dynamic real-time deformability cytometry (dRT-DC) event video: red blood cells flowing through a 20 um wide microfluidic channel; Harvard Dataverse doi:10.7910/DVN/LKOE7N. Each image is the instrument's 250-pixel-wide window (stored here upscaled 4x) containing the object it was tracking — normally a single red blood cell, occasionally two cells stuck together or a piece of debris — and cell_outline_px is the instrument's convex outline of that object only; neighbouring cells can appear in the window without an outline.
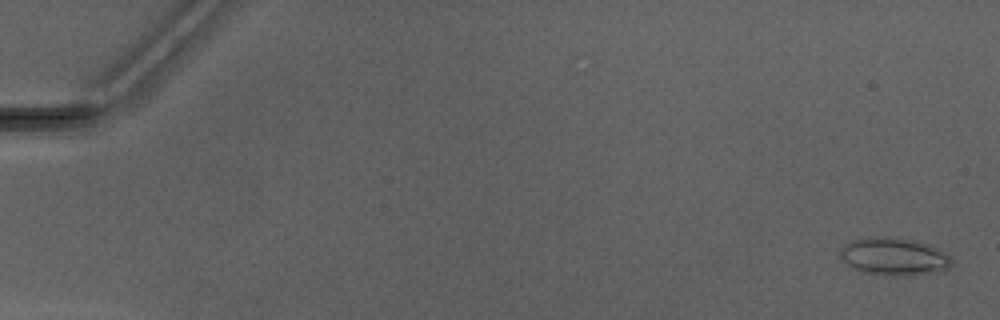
{"species": "Egyptian fruit bat (a non-hibernating species)", "species_latin": "Rousettus aegyptiacus", "temperature_condition": "warm", "stored_images_in_passage": 47, "camera_frame_rate_fps": 3000, "um_per_image_px": 0.085, "animal": {"sex": "male"}, "frame": {"image": 1, "passage_image": 2, "time_ms": 0.333, "image_size_px": [1000, 320], "cell_outline_px": [[952, 260], [948, 268], [940, 272], [908, 276], [888, 276], [860, 272], [852, 268], [840, 256], [840, 248], [852, 240], [872, 236], [888, 236], [916, 240], [944, 252], [952, 256]], "centroid_in_image_um": [75.98, 21.82], "position_along_channel_um": 9.0, "area_um2": 24.8}}
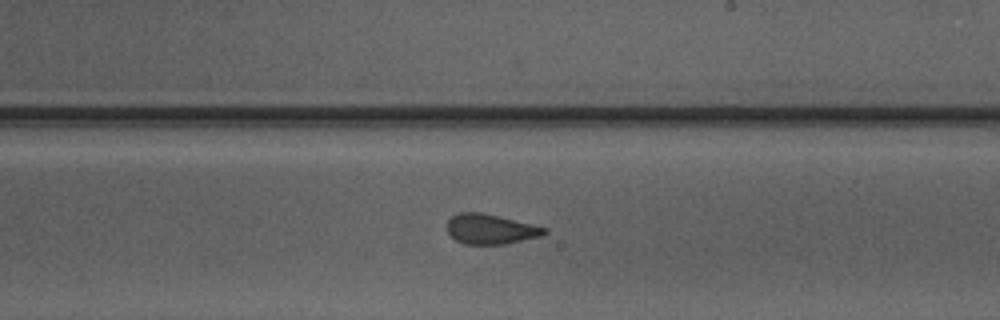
{"frame": {"image": 2, "passage_image": 31, "time_ms": 10.0, "image_size_px": [1000, 320], "cell_outline_px": [[548, 232], [540, 236], [504, 244], [464, 244], [456, 240], [448, 232], [448, 220], [452, 216], [460, 212], [480, 212], [548, 228]], "centroid_in_image_um": [41.69, 19.47], "position_along_channel_um": 247.3, "area_um2": 16.7}}
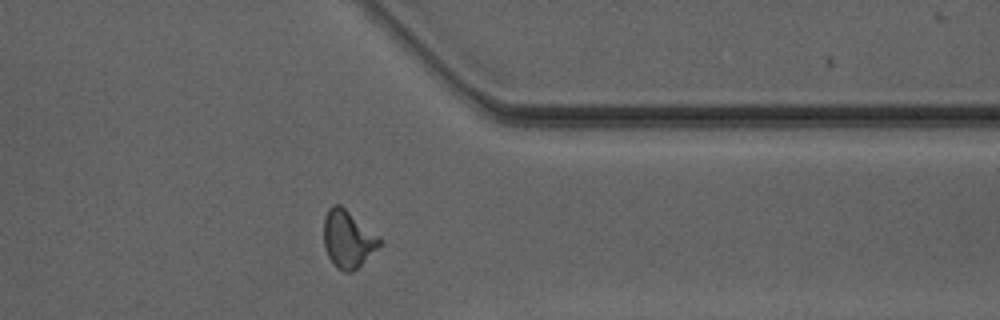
{"frame": {"image": 3, "passage_image": 41, "time_ms": 13.333, "image_size_px": [1000, 320], "cell_outline_px": [[380, 244], [352, 272], [344, 272], [328, 256], [324, 244], [324, 216], [328, 208], [332, 204], [340, 204], [380, 236]], "centroid_in_image_um": [29.55, 20.26], "position_along_channel_um": 381.9, "area_um2": 18.21}, "authors_computed_cell_mechanics": {"area_um2": 18.207, "velocity_mm_per_s": 4.1986, "shape_relaxation_time_tau1_ms": null, "shape_relaxation_time_tau2_ms": 1.5686, "deformation_change_tau1": null, "deformation_change_tau2": 0.0894}}